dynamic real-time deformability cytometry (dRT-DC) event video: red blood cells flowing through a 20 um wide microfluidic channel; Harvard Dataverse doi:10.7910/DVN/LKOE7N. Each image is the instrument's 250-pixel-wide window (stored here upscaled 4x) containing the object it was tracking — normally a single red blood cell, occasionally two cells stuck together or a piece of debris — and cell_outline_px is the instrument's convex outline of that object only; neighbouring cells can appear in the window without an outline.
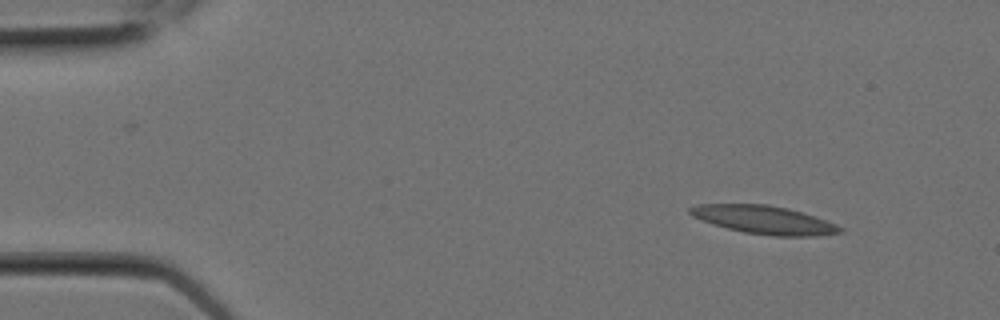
{"species": "Egyptian fruit bat (a non-hibernating species)", "species_latin": "Rousettus aegyptiacus", "temperature_condition": "room temperature", "stored_images_in_passage": 8, "camera_frame_rate_fps": 3000, "um_per_image_px": 0.085, "animal": {"sex": "female"}, "frame": {"image": 1, "passage_image": 1, "time_ms": 0.0, "image_size_px": [1000, 320], "cell_outline_px": [[844, 232], [816, 236], [772, 236], [744, 232], [712, 224], [692, 216], [688, 212], [688, 208], [696, 204], [768, 204], [788, 208], [836, 224], [844, 228]], "centroid_in_image_um": [64.93, 18.68], "position_along_channel_um": 20.1, "area_um2": 24.62}}
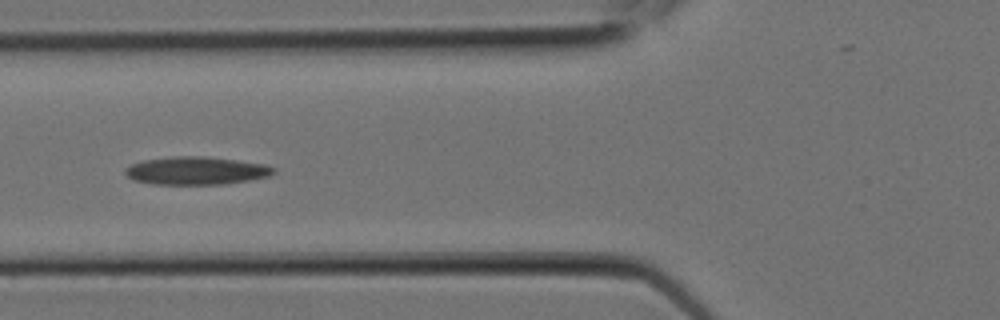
{"frame": {"image": 2, "passage_image": 6, "time_ms": 1.667, "image_size_px": [1000, 320], "cell_outline_px": [[276, 172], [268, 176], [248, 180], [224, 184], [152, 184], [132, 180], [124, 176], [124, 168], [132, 164], [144, 160], [176, 156], [200, 156], [236, 160], [264, 164], [276, 168]], "centroid_in_image_um": [16.63, 14.51], "position_along_channel_um": 109.2, "area_um2": 24.16}}
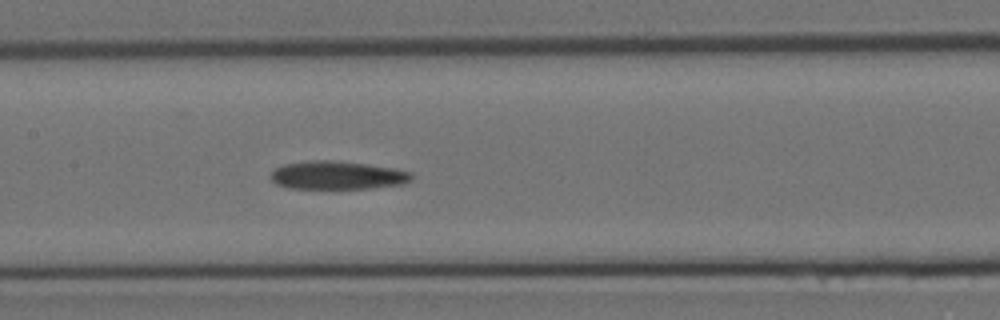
{"frame": {"image": 3, "passage_image": 8, "time_ms": 2.333, "image_size_px": [1000, 320], "cell_outline_px": [[412, 180], [404, 184], [372, 188], [288, 188], [276, 184], [272, 180], [272, 172], [276, 168], [284, 164], [308, 160], [332, 160], [396, 168], [412, 172]], "centroid_in_image_um": [28.71, 14.89], "position_along_channel_um": 178.7, "area_um2": 23.18}}